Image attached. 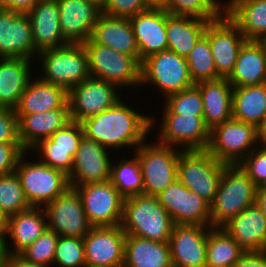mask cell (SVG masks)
Returning a JSON list of instances; mask_svg holds the SVG:
<instances>
[{
    "instance_id": "cell-27",
    "label": "cell",
    "mask_w": 266,
    "mask_h": 267,
    "mask_svg": "<svg viewBox=\"0 0 266 267\" xmlns=\"http://www.w3.org/2000/svg\"><path fill=\"white\" fill-rule=\"evenodd\" d=\"M17 116L19 140L26 151L71 122L69 108L33 114H17Z\"/></svg>"
},
{
    "instance_id": "cell-43",
    "label": "cell",
    "mask_w": 266,
    "mask_h": 267,
    "mask_svg": "<svg viewBox=\"0 0 266 267\" xmlns=\"http://www.w3.org/2000/svg\"><path fill=\"white\" fill-rule=\"evenodd\" d=\"M85 264L83 238L59 236L53 267H83Z\"/></svg>"
},
{
    "instance_id": "cell-9",
    "label": "cell",
    "mask_w": 266,
    "mask_h": 267,
    "mask_svg": "<svg viewBox=\"0 0 266 267\" xmlns=\"http://www.w3.org/2000/svg\"><path fill=\"white\" fill-rule=\"evenodd\" d=\"M226 165L206 149L183 150L178 160V180L211 204Z\"/></svg>"
},
{
    "instance_id": "cell-25",
    "label": "cell",
    "mask_w": 266,
    "mask_h": 267,
    "mask_svg": "<svg viewBox=\"0 0 266 267\" xmlns=\"http://www.w3.org/2000/svg\"><path fill=\"white\" fill-rule=\"evenodd\" d=\"M27 14L38 53L69 44L61 33L57 0H40Z\"/></svg>"
},
{
    "instance_id": "cell-40",
    "label": "cell",
    "mask_w": 266,
    "mask_h": 267,
    "mask_svg": "<svg viewBox=\"0 0 266 267\" xmlns=\"http://www.w3.org/2000/svg\"><path fill=\"white\" fill-rule=\"evenodd\" d=\"M224 7L222 0H167L166 11L211 22L224 13Z\"/></svg>"
},
{
    "instance_id": "cell-57",
    "label": "cell",
    "mask_w": 266,
    "mask_h": 267,
    "mask_svg": "<svg viewBox=\"0 0 266 267\" xmlns=\"http://www.w3.org/2000/svg\"><path fill=\"white\" fill-rule=\"evenodd\" d=\"M87 1H91L95 4H97L99 7L103 8L106 0H87Z\"/></svg>"
},
{
    "instance_id": "cell-3",
    "label": "cell",
    "mask_w": 266,
    "mask_h": 267,
    "mask_svg": "<svg viewBox=\"0 0 266 267\" xmlns=\"http://www.w3.org/2000/svg\"><path fill=\"white\" fill-rule=\"evenodd\" d=\"M174 223L157 196L139 194L124 199L122 230L159 242H169Z\"/></svg>"
},
{
    "instance_id": "cell-44",
    "label": "cell",
    "mask_w": 266,
    "mask_h": 267,
    "mask_svg": "<svg viewBox=\"0 0 266 267\" xmlns=\"http://www.w3.org/2000/svg\"><path fill=\"white\" fill-rule=\"evenodd\" d=\"M164 99L163 104L175 114L203 115L202 95L195 85L180 92L170 94Z\"/></svg>"
},
{
    "instance_id": "cell-53",
    "label": "cell",
    "mask_w": 266,
    "mask_h": 267,
    "mask_svg": "<svg viewBox=\"0 0 266 267\" xmlns=\"http://www.w3.org/2000/svg\"><path fill=\"white\" fill-rule=\"evenodd\" d=\"M258 147L266 149V121L257 128Z\"/></svg>"
},
{
    "instance_id": "cell-11",
    "label": "cell",
    "mask_w": 266,
    "mask_h": 267,
    "mask_svg": "<svg viewBox=\"0 0 266 267\" xmlns=\"http://www.w3.org/2000/svg\"><path fill=\"white\" fill-rule=\"evenodd\" d=\"M156 130L157 142L182 150H205L210 140V130L203 115H180L173 113L165 104ZM159 133H158V132Z\"/></svg>"
},
{
    "instance_id": "cell-34",
    "label": "cell",
    "mask_w": 266,
    "mask_h": 267,
    "mask_svg": "<svg viewBox=\"0 0 266 267\" xmlns=\"http://www.w3.org/2000/svg\"><path fill=\"white\" fill-rule=\"evenodd\" d=\"M123 267H173L169 242L126 235Z\"/></svg>"
},
{
    "instance_id": "cell-32",
    "label": "cell",
    "mask_w": 266,
    "mask_h": 267,
    "mask_svg": "<svg viewBox=\"0 0 266 267\" xmlns=\"http://www.w3.org/2000/svg\"><path fill=\"white\" fill-rule=\"evenodd\" d=\"M228 81L233 87L266 83V49L261 41L244 42Z\"/></svg>"
},
{
    "instance_id": "cell-8",
    "label": "cell",
    "mask_w": 266,
    "mask_h": 267,
    "mask_svg": "<svg viewBox=\"0 0 266 267\" xmlns=\"http://www.w3.org/2000/svg\"><path fill=\"white\" fill-rule=\"evenodd\" d=\"M166 98L168 95L180 92L194 86L185 57L165 50L154 53L142 61L141 89L152 86Z\"/></svg>"
},
{
    "instance_id": "cell-26",
    "label": "cell",
    "mask_w": 266,
    "mask_h": 267,
    "mask_svg": "<svg viewBox=\"0 0 266 267\" xmlns=\"http://www.w3.org/2000/svg\"><path fill=\"white\" fill-rule=\"evenodd\" d=\"M245 252L266 251V218L255 203L222 227Z\"/></svg>"
},
{
    "instance_id": "cell-46",
    "label": "cell",
    "mask_w": 266,
    "mask_h": 267,
    "mask_svg": "<svg viewBox=\"0 0 266 267\" xmlns=\"http://www.w3.org/2000/svg\"><path fill=\"white\" fill-rule=\"evenodd\" d=\"M149 8L144 0H106L102 13L120 18H131Z\"/></svg>"
},
{
    "instance_id": "cell-7",
    "label": "cell",
    "mask_w": 266,
    "mask_h": 267,
    "mask_svg": "<svg viewBox=\"0 0 266 267\" xmlns=\"http://www.w3.org/2000/svg\"><path fill=\"white\" fill-rule=\"evenodd\" d=\"M182 151L148 138L134 150L141 164L143 194L157 196L178 180V160Z\"/></svg>"
},
{
    "instance_id": "cell-47",
    "label": "cell",
    "mask_w": 266,
    "mask_h": 267,
    "mask_svg": "<svg viewBox=\"0 0 266 267\" xmlns=\"http://www.w3.org/2000/svg\"><path fill=\"white\" fill-rule=\"evenodd\" d=\"M0 143H20L15 109L0 108Z\"/></svg>"
},
{
    "instance_id": "cell-2",
    "label": "cell",
    "mask_w": 266,
    "mask_h": 267,
    "mask_svg": "<svg viewBox=\"0 0 266 267\" xmlns=\"http://www.w3.org/2000/svg\"><path fill=\"white\" fill-rule=\"evenodd\" d=\"M257 186L239 164L226 165L216 196L210 204L212 228H222L241 211L256 203Z\"/></svg>"
},
{
    "instance_id": "cell-17",
    "label": "cell",
    "mask_w": 266,
    "mask_h": 267,
    "mask_svg": "<svg viewBox=\"0 0 266 267\" xmlns=\"http://www.w3.org/2000/svg\"><path fill=\"white\" fill-rule=\"evenodd\" d=\"M204 34L209 39L217 75L228 79L233 73L239 50L246 41L244 35L225 12L208 23Z\"/></svg>"
},
{
    "instance_id": "cell-58",
    "label": "cell",
    "mask_w": 266,
    "mask_h": 267,
    "mask_svg": "<svg viewBox=\"0 0 266 267\" xmlns=\"http://www.w3.org/2000/svg\"><path fill=\"white\" fill-rule=\"evenodd\" d=\"M262 44L264 45L265 49H266V36L261 40Z\"/></svg>"
},
{
    "instance_id": "cell-31",
    "label": "cell",
    "mask_w": 266,
    "mask_h": 267,
    "mask_svg": "<svg viewBox=\"0 0 266 267\" xmlns=\"http://www.w3.org/2000/svg\"><path fill=\"white\" fill-rule=\"evenodd\" d=\"M34 62L23 58H0V108H16L27 84L36 74L32 69Z\"/></svg>"
},
{
    "instance_id": "cell-5",
    "label": "cell",
    "mask_w": 266,
    "mask_h": 267,
    "mask_svg": "<svg viewBox=\"0 0 266 267\" xmlns=\"http://www.w3.org/2000/svg\"><path fill=\"white\" fill-rule=\"evenodd\" d=\"M83 45L91 77L115 84L122 91L126 87H141V63L135 57L94 43L90 38Z\"/></svg>"
},
{
    "instance_id": "cell-16",
    "label": "cell",
    "mask_w": 266,
    "mask_h": 267,
    "mask_svg": "<svg viewBox=\"0 0 266 267\" xmlns=\"http://www.w3.org/2000/svg\"><path fill=\"white\" fill-rule=\"evenodd\" d=\"M43 208L47 217V228L59 236L83 238L92 228L82 199L74 188L70 187Z\"/></svg>"
},
{
    "instance_id": "cell-24",
    "label": "cell",
    "mask_w": 266,
    "mask_h": 267,
    "mask_svg": "<svg viewBox=\"0 0 266 267\" xmlns=\"http://www.w3.org/2000/svg\"><path fill=\"white\" fill-rule=\"evenodd\" d=\"M129 21L141 61L154 53L167 50L166 10L149 8L129 18Z\"/></svg>"
},
{
    "instance_id": "cell-30",
    "label": "cell",
    "mask_w": 266,
    "mask_h": 267,
    "mask_svg": "<svg viewBox=\"0 0 266 267\" xmlns=\"http://www.w3.org/2000/svg\"><path fill=\"white\" fill-rule=\"evenodd\" d=\"M195 86L202 95L203 119L209 130L232 118L233 86L228 79L201 81Z\"/></svg>"
},
{
    "instance_id": "cell-37",
    "label": "cell",
    "mask_w": 266,
    "mask_h": 267,
    "mask_svg": "<svg viewBox=\"0 0 266 267\" xmlns=\"http://www.w3.org/2000/svg\"><path fill=\"white\" fill-rule=\"evenodd\" d=\"M244 252L223 228H212L208 232L206 267H232Z\"/></svg>"
},
{
    "instance_id": "cell-1",
    "label": "cell",
    "mask_w": 266,
    "mask_h": 267,
    "mask_svg": "<svg viewBox=\"0 0 266 267\" xmlns=\"http://www.w3.org/2000/svg\"><path fill=\"white\" fill-rule=\"evenodd\" d=\"M119 100L110 109L81 122L84 135L103 147L120 152L131 147L134 150L153 132L158 119L153 114L134 110L132 104ZM151 130V131H150ZM128 147V149L126 148ZM112 148V149H111Z\"/></svg>"
},
{
    "instance_id": "cell-42",
    "label": "cell",
    "mask_w": 266,
    "mask_h": 267,
    "mask_svg": "<svg viewBox=\"0 0 266 267\" xmlns=\"http://www.w3.org/2000/svg\"><path fill=\"white\" fill-rule=\"evenodd\" d=\"M58 239L59 235L47 228L36 241L24 249L19 255L33 264L53 267Z\"/></svg>"
},
{
    "instance_id": "cell-21",
    "label": "cell",
    "mask_w": 266,
    "mask_h": 267,
    "mask_svg": "<svg viewBox=\"0 0 266 267\" xmlns=\"http://www.w3.org/2000/svg\"><path fill=\"white\" fill-rule=\"evenodd\" d=\"M211 229V226L174 224L169 239L173 267H206Z\"/></svg>"
},
{
    "instance_id": "cell-50",
    "label": "cell",
    "mask_w": 266,
    "mask_h": 267,
    "mask_svg": "<svg viewBox=\"0 0 266 267\" xmlns=\"http://www.w3.org/2000/svg\"><path fill=\"white\" fill-rule=\"evenodd\" d=\"M40 0H0V7L27 14Z\"/></svg>"
},
{
    "instance_id": "cell-18",
    "label": "cell",
    "mask_w": 266,
    "mask_h": 267,
    "mask_svg": "<svg viewBox=\"0 0 266 267\" xmlns=\"http://www.w3.org/2000/svg\"><path fill=\"white\" fill-rule=\"evenodd\" d=\"M110 153L113 154L112 150L83 135L68 176L70 187L110 180L113 160Z\"/></svg>"
},
{
    "instance_id": "cell-36",
    "label": "cell",
    "mask_w": 266,
    "mask_h": 267,
    "mask_svg": "<svg viewBox=\"0 0 266 267\" xmlns=\"http://www.w3.org/2000/svg\"><path fill=\"white\" fill-rule=\"evenodd\" d=\"M232 117L255 125L266 121V83L233 87Z\"/></svg>"
},
{
    "instance_id": "cell-45",
    "label": "cell",
    "mask_w": 266,
    "mask_h": 267,
    "mask_svg": "<svg viewBox=\"0 0 266 267\" xmlns=\"http://www.w3.org/2000/svg\"><path fill=\"white\" fill-rule=\"evenodd\" d=\"M239 166L242 167L257 187L266 184V149L254 148L239 163Z\"/></svg>"
},
{
    "instance_id": "cell-54",
    "label": "cell",
    "mask_w": 266,
    "mask_h": 267,
    "mask_svg": "<svg viewBox=\"0 0 266 267\" xmlns=\"http://www.w3.org/2000/svg\"><path fill=\"white\" fill-rule=\"evenodd\" d=\"M8 215L0 208V239L3 241L8 228Z\"/></svg>"
},
{
    "instance_id": "cell-38",
    "label": "cell",
    "mask_w": 266,
    "mask_h": 267,
    "mask_svg": "<svg viewBox=\"0 0 266 267\" xmlns=\"http://www.w3.org/2000/svg\"><path fill=\"white\" fill-rule=\"evenodd\" d=\"M129 158L114 159L111 163L110 182L124 198L143 194L141 164L133 152ZM116 160V161H115Z\"/></svg>"
},
{
    "instance_id": "cell-35",
    "label": "cell",
    "mask_w": 266,
    "mask_h": 267,
    "mask_svg": "<svg viewBox=\"0 0 266 267\" xmlns=\"http://www.w3.org/2000/svg\"><path fill=\"white\" fill-rule=\"evenodd\" d=\"M208 23L199 18L171 15L166 11L167 50L186 58L205 33Z\"/></svg>"
},
{
    "instance_id": "cell-23",
    "label": "cell",
    "mask_w": 266,
    "mask_h": 267,
    "mask_svg": "<svg viewBox=\"0 0 266 267\" xmlns=\"http://www.w3.org/2000/svg\"><path fill=\"white\" fill-rule=\"evenodd\" d=\"M45 229H47V217L43 207H31L9 216L3 240L4 254L19 255L36 241Z\"/></svg>"
},
{
    "instance_id": "cell-48",
    "label": "cell",
    "mask_w": 266,
    "mask_h": 267,
    "mask_svg": "<svg viewBox=\"0 0 266 267\" xmlns=\"http://www.w3.org/2000/svg\"><path fill=\"white\" fill-rule=\"evenodd\" d=\"M25 152L21 143H0V175L14 172Z\"/></svg>"
},
{
    "instance_id": "cell-59",
    "label": "cell",
    "mask_w": 266,
    "mask_h": 267,
    "mask_svg": "<svg viewBox=\"0 0 266 267\" xmlns=\"http://www.w3.org/2000/svg\"><path fill=\"white\" fill-rule=\"evenodd\" d=\"M83 267H99V266H91V265L85 264Z\"/></svg>"
},
{
    "instance_id": "cell-15",
    "label": "cell",
    "mask_w": 266,
    "mask_h": 267,
    "mask_svg": "<svg viewBox=\"0 0 266 267\" xmlns=\"http://www.w3.org/2000/svg\"><path fill=\"white\" fill-rule=\"evenodd\" d=\"M157 198L174 224L211 226L210 204L179 180L168 185Z\"/></svg>"
},
{
    "instance_id": "cell-55",
    "label": "cell",
    "mask_w": 266,
    "mask_h": 267,
    "mask_svg": "<svg viewBox=\"0 0 266 267\" xmlns=\"http://www.w3.org/2000/svg\"><path fill=\"white\" fill-rule=\"evenodd\" d=\"M144 2L148 8L166 10L167 0H144Z\"/></svg>"
},
{
    "instance_id": "cell-4",
    "label": "cell",
    "mask_w": 266,
    "mask_h": 267,
    "mask_svg": "<svg viewBox=\"0 0 266 267\" xmlns=\"http://www.w3.org/2000/svg\"><path fill=\"white\" fill-rule=\"evenodd\" d=\"M36 58L41 68L35 69L40 71L39 78L67 91L91 77L88 55L83 44L46 49L39 52Z\"/></svg>"
},
{
    "instance_id": "cell-28",
    "label": "cell",
    "mask_w": 266,
    "mask_h": 267,
    "mask_svg": "<svg viewBox=\"0 0 266 267\" xmlns=\"http://www.w3.org/2000/svg\"><path fill=\"white\" fill-rule=\"evenodd\" d=\"M90 39L120 53L135 57L141 64L139 49L128 18L102 13L93 27Z\"/></svg>"
},
{
    "instance_id": "cell-52",
    "label": "cell",
    "mask_w": 266,
    "mask_h": 267,
    "mask_svg": "<svg viewBox=\"0 0 266 267\" xmlns=\"http://www.w3.org/2000/svg\"><path fill=\"white\" fill-rule=\"evenodd\" d=\"M256 204L266 218V184L257 187Z\"/></svg>"
},
{
    "instance_id": "cell-22",
    "label": "cell",
    "mask_w": 266,
    "mask_h": 267,
    "mask_svg": "<svg viewBox=\"0 0 266 267\" xmlns=\"http://www.w3.org/2000/svg\"><path fill=\"white\" fill-rule=\"evenodd\" d=\"M57 3L63 38L69 44H84L90 38L102 8L87 0H57Z\"/></svg>"
},
{
    "instance_id": "cell-41",
    "label": "cell",
    "mask_w": 266,
    "mask_h": 267,
    "mask_svg": "<svg viewBox=\"0 0 266 267\" xmlns=\"http://www.w3.org/2000/svg\"><path fill=\"white\" fill-rule=\"evenodd\" d=\"M0 208L8 216L31 208L16 171L0 175Z\"/></svg>"
},
{
    "instance_id": "cell-49",
    "label": "cell",
    "mask_w": 266,
    "mask_h": 267,
    "mask_svg": "<svg viewBox=\"0 0 266 267\" xmlns=\"http://www.w3.org/2000/svg\"><path fill=\"white\" fill-rule=\"evenodd\" d=\"M232 267H266V251L244 252Z\"/></svg>"
},
{
    "instance_id": "cell-33",
    "label": "cell",
    "mask_w": 266,
    "mask_h": 267,
    "mask_svg": "<svg viewBox=\"0 0 266 267\" xmlns=\"http://www.w3.org/2000/svg\"><path fill=\"white\" fill-rule=\"evenodd\" d=\"M224 12L246 40L261 41L266 36V0H225Z\"/></svg>"
},
{
    "instance_id": "cell-56",
    "label": "cell",
    "mask_w": 266,
    "mask_h": 267,
    "mask_svg": "<svg viewBox=\"0 0 266 267\" xmlns=\"http://www.w3.org/2000/svg\"><path fill=\"white\" fill-rule=\"evenodd\" d=\"M4 250H3V241L0 239V264L3 262Z\"/></svg>"
},
{
    "instance_id": "cell-19",
    "label": "cell",
    "mask_w": 266,
    "mask_h": 267,
    "mask_svg": "<svg viewBox=\"0 0 266 267\" xmlns=\"http://www.w3.org/2000/svg\"><path fill=\"white\" fill-rule=\"evenodd\" d=\"M126 233L121 225L92 227L83 237L85 262L99 267H123Z\"/></svg>"
},
{
    "instance_id": "cell-6",
    "label": "cell",
    "mask_w": 266,
    "mask_h": 267,
    "mask_svg": "<svg viewBox=\"0 0 266 267\" xmlns=\"http://www.w3.org/2000/svg\"><path fill=\"white\" fill-rule=\"evenodd\" d=\"M28 155L31 156L26 151L20 157L15 171L30 206L44 207L70 188L69 178L64 172L53 169L38 159L34 161Z\"/></svg>"
},
{
    "instance_id": "cell-29",
    "label": "cell",
    "mask_w": 266,
    "mask_h": 267,
    "mask_svg": "<svg viewBox=\"0 0 266 267\" xmlns=\"http://www.w3.org/2000/svg\"><path fill=\"white\" fill-rule=\"evenodd\" d=\"M37 76L34 75L31 78L22 93L15 108L16 114H33L69 108L68 91L61 86L43 81L39 78V74Z\"/></svg>"
},
{
    "instance_id": "cell-13",
    "label": "cell",
    "mask_w": 266,
    "mask_h": 267,
    "mask_svg": "<svg viewBox=\"0 0 266 267\" xmlns=\"http://www.w3.org/2000/svg\"><path fill=\"white\" fill-rule=\"evenodd\" d=\"M120 94L124 96L115 84L89 77L68 91L71 121L81 123L110 109L122 99Z\"/></svg>"
},
{
    "instance_id": "cell-39",
    "label": "cell",
    "mask_w": 266,
    "mask_h": 267,
    "mask_svg": "<svg viewBox=\"0 0 266 267\" xmlns=\"http://www.w3.org/2000/svg\"><path fill=\"white\" fill-rule=\"evenodd\" d=\"M186 60L194 84L220 78L215 68L209 39L205 34L197 41Z\"/></svg>"
},
{
    "instance_id": "cell-12",
    "label": "cell",
    "mask_w": 266,
    "mask_h": 267,
    "mask_svg": "<svg viewBox=\"0 0 266 267\" xmlns=\"http://www.w3.org/2000/svg\"><path fill=\"white\" fill-rule=\"evenodd\" d=\"M71 188L79 193L87 220L92 227L121 225L124 198L110 180Z\"/></svg>"
},
{
    "instance_id": "cell-20",
    "label": "cell",
    "mask_w": 266,
    "mask_h": 267,
    "mask_svg": "<svg viewBox=\"0 0 266 267\" xmlns=\"http://www.w3.org/2000/svg\"><path fill=\"white\" fill-rule=\"evenodd\" d=\"M37 54L28 14L0 7V58L34 60Z\"/></svg>"
},
{
    "instance_id": "cell-14",
    "label": "cell",
    "mask_w": 266,
    "mask_h": 267,
    "mask_svg": "<svg viewBox=\"0 0 266 267\" xmlns=\"http://www.w3.org/2000/svg\"><path fill=\"white\" fill-rule=\"evenodd\" d=\"M83 135L81 123L71 121L65 127L55 131L49 138L39 141L29 150V153L31 157L36 155L34 160L38 159L41 163L69 176Z\"/></svg>"
},
{
    "instance_id": "cell-51",
    "label": "cell",
    "mask_w": 266,
    "mask_h": 267,
    "mask_svg": "<svg viewBox=\"0 0 266 267\" xmlns=\"http://www.w3.org/2000/svg\"><path fill=\"white\" fill-rule=\"evenodd\" d=\"M2 267H45L33 264L20 255L4 254Z\"/></svg>"
},
{
    "instance_id": "cell-10",
    "label": "cell",
    "mask_w": 266,
    "mask_h": 267,
    "mask_svg": "<svg viewBox=\"0 0 266 267\" xmlns=\"http://www.w3.org/2000/svg\"><path fill=\"white\" fill-rule=\"evenodd\" d=\"M256 147L257 127L232 117L210 130L206 150L224 164L237 165Z\"/></svg>"
}]
</instances>
